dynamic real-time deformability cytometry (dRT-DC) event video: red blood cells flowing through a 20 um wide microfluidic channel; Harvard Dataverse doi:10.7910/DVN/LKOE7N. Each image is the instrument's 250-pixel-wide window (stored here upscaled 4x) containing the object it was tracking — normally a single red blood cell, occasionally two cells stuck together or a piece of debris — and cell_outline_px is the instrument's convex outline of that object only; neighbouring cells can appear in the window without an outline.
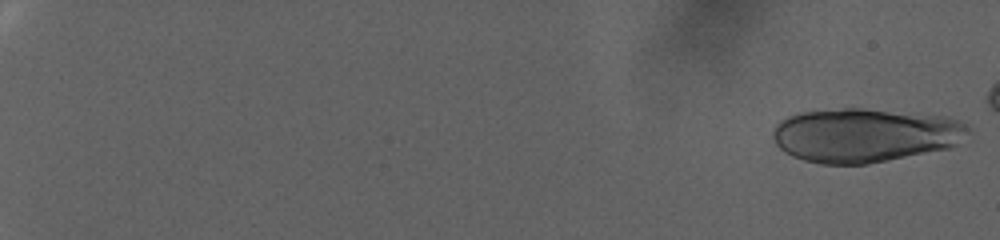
{"species": "human", "species_latin": "Homo sapiens", "temperature_condition": "warm", "stored_images_in_passage": 17, "camera_frame_rate_fps": 3000, "um_per_image_px": 0.085, "donor": {"sex": "female"}, "frame": {"image": 1, "passage_image": 1, "time_ms": 0.0, "image_size_px": [1000, 240], "cell_outline_px": [[964, 128], [952, 144], [948, 148], [868, 164], [820, 164], [804, 160], [792, 156], [784, 152], [776, 144], [772, 136], [772, 132], [776, 124], [788, 116], [800, 112], [844, 108], [860, 108], [948, 116], [964, 124]], "centroid_in_image_um": [73.36, 11.49], "position_along_channel_um": 11.6, "area_um2": 60.46}}
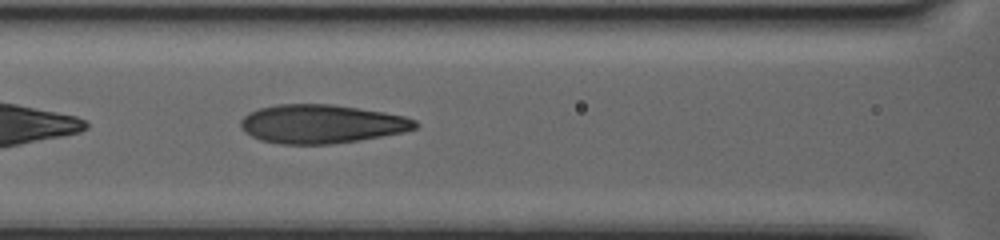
{"frame": {"image": 2, "passage_image": 17, "time_ms": 5.333, "image_size_px": [1000, 240], "cell_outline_px": [[420, 124], [416, 128], [404, 132], [360, 140], [332, 144], [280, 144], [260, 140], [244, 132], [240, 128], [240, 120], [248, 112], [260, 108], [276, 104], [332, 104], [384, 112], [404, 116], [416, 120]], "centroid_in_image_um": [27.31, 10.54], "position_along_channel_um": 139.3, "area_um2": 39.59}}